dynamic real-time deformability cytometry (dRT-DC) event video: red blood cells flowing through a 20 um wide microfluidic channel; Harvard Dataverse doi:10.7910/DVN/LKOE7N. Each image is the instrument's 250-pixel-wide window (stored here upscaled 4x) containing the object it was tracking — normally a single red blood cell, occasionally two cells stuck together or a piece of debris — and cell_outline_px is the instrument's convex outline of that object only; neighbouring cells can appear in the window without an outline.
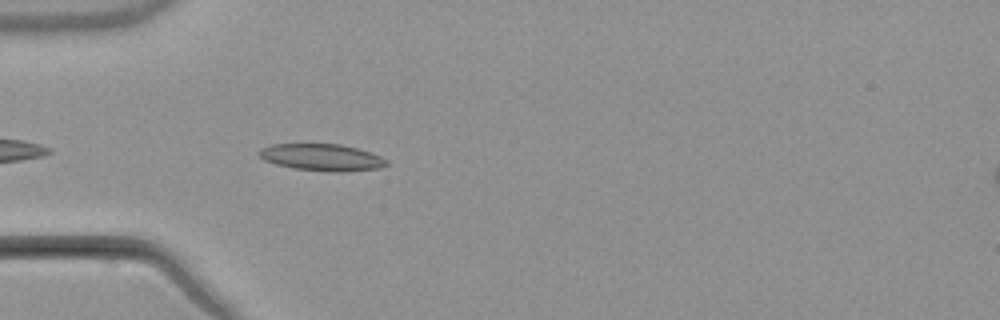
{"species": "common noctule bat (a hibernating species)", "species_latin": "Nyctalus noctula", "temperature_condition": "warm", "stored_images_in_passage": 4, "camera_frame_rate_fps": 3000, "um_per_image_px": 0.085, "animal": {"sex": "male", "body_mass_g": 21.5, "forearm_length_mm": 52.0}, "frame": {"image": 1, "passage_image": 4, "time_ms": 3.667, "image_size_px": [1000, 320], "cell_outline_px": [[388, 164], [380, 168], [344, 172], [328, 172], [296, 168], [276, 164], [264, 160], [256, 152], [260, 148], [272, 144], [340, 144], [356, 148], [380, 156], [388, 160]], "centroid_in_image_um": [27.35, 13.38], "position_along_channel_um": 57.7, "area_um2": 19.94}}